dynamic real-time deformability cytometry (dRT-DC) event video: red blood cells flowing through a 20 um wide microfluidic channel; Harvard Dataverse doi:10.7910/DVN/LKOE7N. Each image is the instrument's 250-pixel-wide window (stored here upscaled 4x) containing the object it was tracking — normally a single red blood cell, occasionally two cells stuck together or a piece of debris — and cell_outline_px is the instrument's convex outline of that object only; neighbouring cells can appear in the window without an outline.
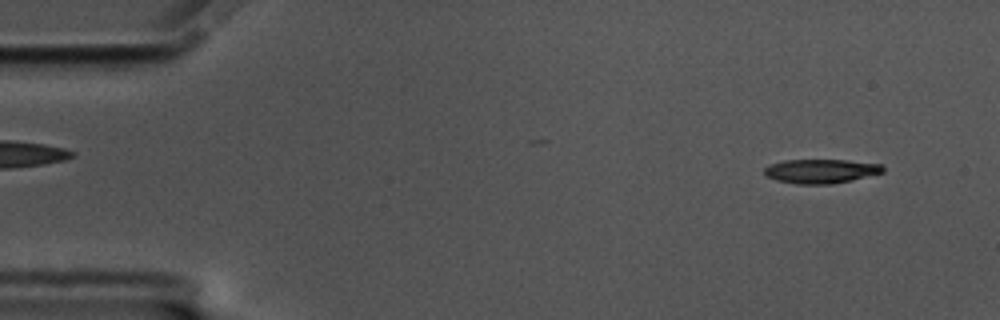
{"species": "common noctule bat (a hibernating species)", "species_latin": "Nyctalus noctula", "temperature_condition": "cold", "stored_images_in_passage": 57, "camera_frame_rate_fps": 3000, "um_per_image_px": 0.085, "animal": {"sex": "male", "body_mass_g": 17.5, "forearm_length_mm": 52.3}, "frame": {"image": 1, "passage_image": 4, "time_ms": 1.0, "image_size_px": [1000, 320], "cell_outline_px": [[884, 172], [852, 180], [832, 184], [796, 184], [776, 180], [768, 176], [764, 172], [764, 168], [772, 164], [784, 160], [844, 160], [880, 164], [884, 168]], "centroid_in_image_um": [69.78, 14.55], "position_along_channel_um": 15.2, "area_um2": 16.53}}
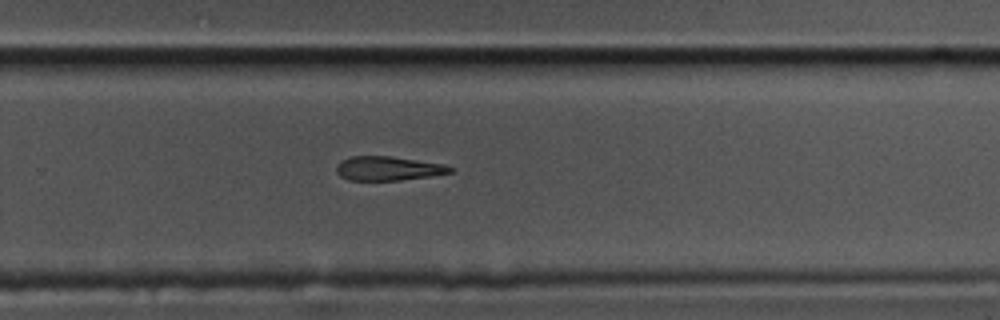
{"frame": {"image": 2, "passage_image": 37, "time_ms": 12.0, "image_size_px": [1000, 320], "cell_outline_px": [[456, 168], [452, 172], [432, 176], [400, 180], [348, 180], [340, 176], [336, 172], [336, 164], [340, 160], [352, 156], [388, 156], [444, 164]], "centroid_in_image_um": [32.98, 14.32], "position_along_channel_um": 296.8, "area_um2": 16.07}}
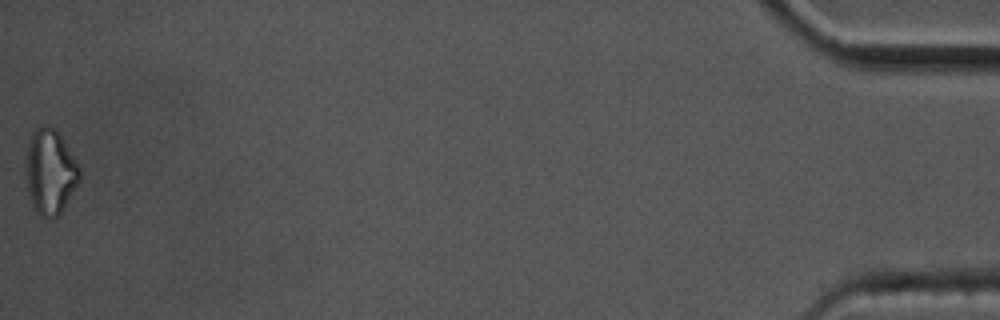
{"frame": {"image": 3, "passage_image": 57, "time_ms": 18.667, "image_size_px": [1000, 320], "cell_outline_px": [[80, 180], [60, 212], [52, 220], [48, 220], [40, 216], [32, 208], [28, 192], [24, 168], [24, 160], [28, 140], [32, 132], [40, 124], [48, 124], [60, 136], [76, 160], [80, 168]], "centroid_in_image_um": [4.21, 14.6], "position_along_channel_um": 431.0, "area_um2": 27.05}, "authors_computed_cell_mechanics": {"area_um2": 17.8024, "velocity_mm_per_s": 3.4908, "shape_relaxation_time_tau1_ms": 4.642, "shape_relaxation_time_tau2_ms": null, "deformation_change_tau1": 0.1603, "deformation_change_tau2": null}}